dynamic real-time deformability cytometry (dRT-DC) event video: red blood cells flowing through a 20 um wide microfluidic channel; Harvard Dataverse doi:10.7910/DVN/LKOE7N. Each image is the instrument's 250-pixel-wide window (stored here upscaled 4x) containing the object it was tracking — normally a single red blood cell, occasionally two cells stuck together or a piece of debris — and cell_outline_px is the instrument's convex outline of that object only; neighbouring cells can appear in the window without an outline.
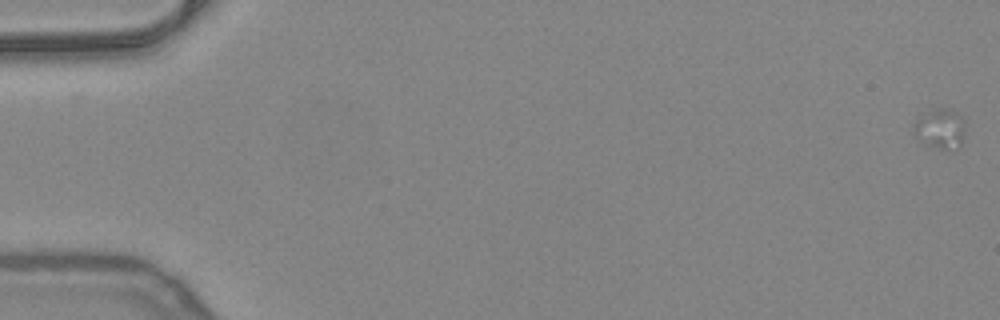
{"species": "common noctule bat (a hibernating species)", "species_latin": "Nyctalus noctula", "temperature_condition": "warm", "stored_images_in_passage": 17, "camera_frame_rate_fps": 3000, "um_per_image_px": 0.085, "animal": {"sex": "female", "body_mass_g": 24.6, "forearm_length_mm": 56.2}, "frame": {"image": 1, "passage_image": 1, "time_ms": 0.0, "image_size_px": [1000, 320], "cell_outline_px": [[964, 136], [960, 148], [948, 152], [924, 144], [912, 132], [912, 124], [920, 116], [940, 108], [948, 108], [964, 116]], "centroid_in_image_um": [79.95, 10.99], "position_along_channel_um": 5.1, "area_um2": 12.43}}